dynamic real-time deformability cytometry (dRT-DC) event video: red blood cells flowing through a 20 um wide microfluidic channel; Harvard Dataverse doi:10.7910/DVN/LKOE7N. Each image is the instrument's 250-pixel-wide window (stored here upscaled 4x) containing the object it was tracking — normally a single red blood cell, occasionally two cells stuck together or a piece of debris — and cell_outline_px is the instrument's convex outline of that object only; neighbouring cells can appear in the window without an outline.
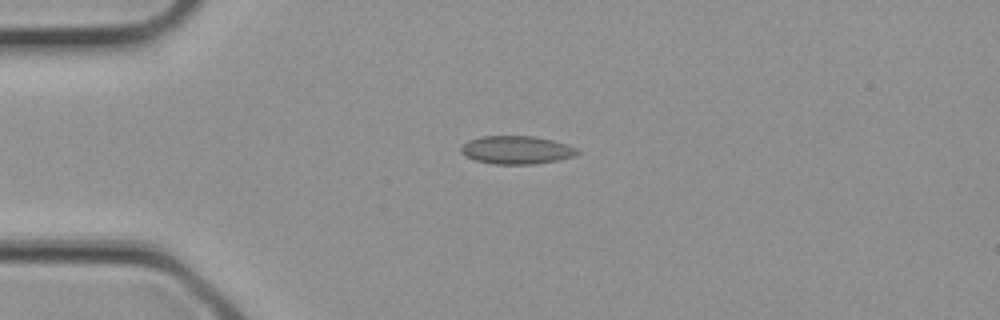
{"species": "common noctule bat (a hibernating species)", "species_latin": "Nyctalus noctula", "temperature_condition": "cold", "stored_images_in_passage": 2, "camera_frame_rate_fps": 3000, "um_per_image_px": 0.085, "animal": {"sex": "female", "body_mass_g": 21.9}, "frame": {"image": 1, "passage_image": 2, "time_ms": 0.333, "image_size_px": [1000, 320], "cell_outline_px": [[580, 152], [576, 156], [560, 160], [532, 164], [496, 164], [476, 160], [460, 152], [460, 148], [468, 140], [480, 136], [536, 136], [568, 144], [576, 148]], "centroid_in_image_um": [43.95, 12.74], "position_along_channel_um": 41.1, "area_um2": 19.13}}